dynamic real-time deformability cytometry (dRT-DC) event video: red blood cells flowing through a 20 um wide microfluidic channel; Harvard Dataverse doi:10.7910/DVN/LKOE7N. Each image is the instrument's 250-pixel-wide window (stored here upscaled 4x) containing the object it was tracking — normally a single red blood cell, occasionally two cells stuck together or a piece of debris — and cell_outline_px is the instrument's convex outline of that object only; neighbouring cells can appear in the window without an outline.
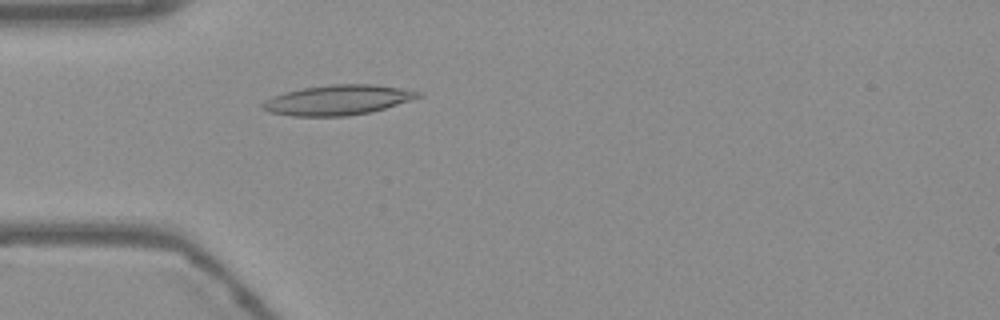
{"species": "Egyptian fruit bat (a non-hibernating species)", "species_latin": "Rousettus aegyptiacus", "temperature_condition": "warm", "stored_images_in_passage": 53, "camera_frame_rate_fps": 3000, "um_per_image_px": 0.085, "frame": {"image": 1, "passage_image": 15, "time_ms": 4.667, "image_size_px": [1000, 320], "cell_outline_px": [[424, 96], [412, 100], [372, 112], [348, 116], [292, 116], [268, 112], [260, 108], [260, 104], [264, 100], [272, 96], [284, 92], [300, 88], [332, 84], [372, 84], [400, 88], [420, 92]], "centroid_in_image_um": [28.67, 8.5], "position_along_channel_um": 56.3, "area_um2": 27.51}}
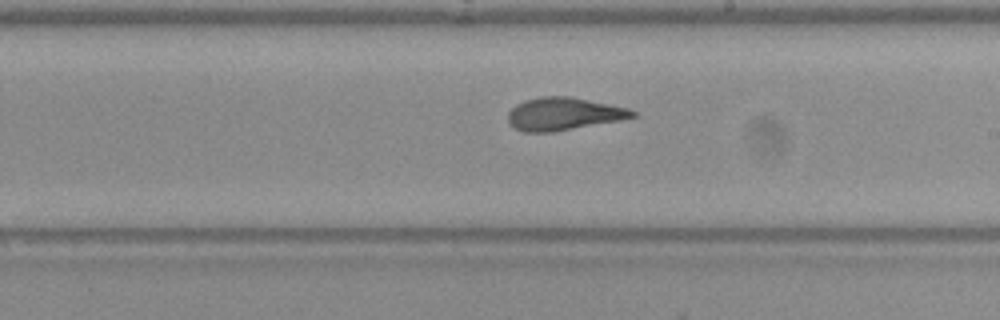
{"frame": {"image": 2, "passage_image": 30, "time_ms": 9.667, "image_size_px": [1000, 320], "cell_outline_px": [[636, 116], [620, 120], [552, 132], [524, 132], [512, 128], [508, 124], [508, 112], [516, 104], [524, 100], [540, 96], [568, 96], [628, 108], [636, 112]], "centroid_in_image_um": [47.84, 9.68], "position_along_channel_um": 241.2, "area_um2": 23.7}}
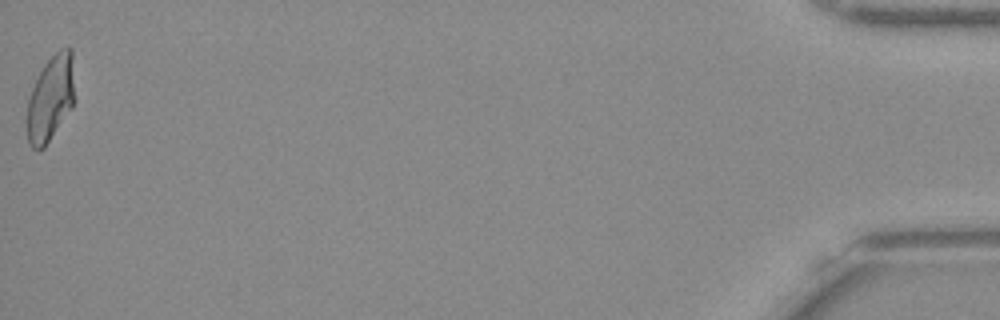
{"frame": {"image": 3, "passage_image": 53, "time_ms": 17.333, "image_size_px": [1000, 320], "cell_outline_px": [[76, 100], [72, 108], [44, 148], [36, 152], [28, 144], [28, 96], [44, 64], [60, 48], [72, 48]], "centroid_in_image_um": [4.34, 8.36], "position_along_channel_um": 430.9, "area_um2": 24.1}, "authors_computed_cell_mechanics": {"area_um2": 24.2182, "velocity_mm_per_s": 3.7786, "shape_relaxation_time_tau1_ms": 7.0581, "shape_relaxation_time_tau2_ms": 1.602, "deformation_change_tau1": 0.2391, "deformation_change_tau2": 0.098}}